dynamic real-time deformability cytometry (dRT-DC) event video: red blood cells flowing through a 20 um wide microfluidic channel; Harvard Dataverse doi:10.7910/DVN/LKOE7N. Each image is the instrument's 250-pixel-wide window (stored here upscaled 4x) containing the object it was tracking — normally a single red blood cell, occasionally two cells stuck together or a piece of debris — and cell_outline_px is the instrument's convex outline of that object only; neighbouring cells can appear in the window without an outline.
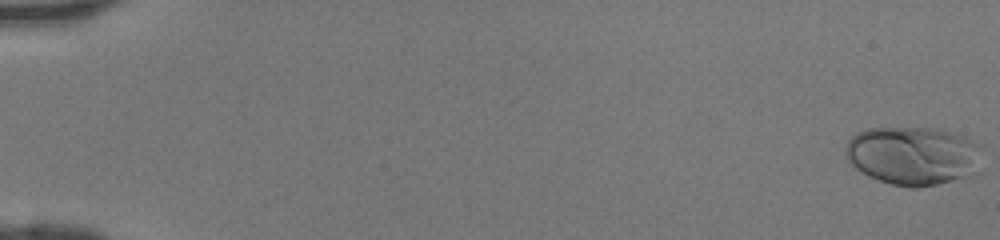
{"species": "human", "species_latin": "Homo sapiens", "temperature_condition": "room temperature", "stored_images_in_passage": 15, "camera_frame_rate_fps": 3000, "um_per_image_px": 0.085, "donor": {"sex": "female"}, "frame": {"image": 1, "passage_image": 1, "time_ms": 0.0, "image_size_px": [1000, 240], "cell_outline_px": [[984, 144], [980, 172], [976, 176], [920, 188], [908, 188], [892, 184], [868, 176], [856, 168], [844, 156], [844, 148], [848, 140], [856, 132], [868, 128], [936, 128], [964, 136]], "centroid_in_image_um": [77.71, 13.25], "position_along_channel_um": 7.3, "area_um2": 48.09}}
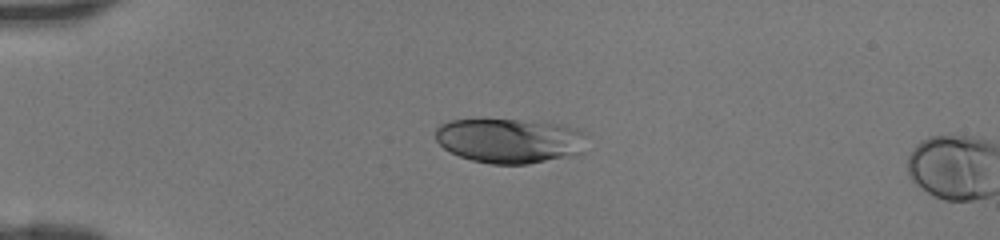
{"frame": {"image": 2, "passage_image": 13, "time_ms": 4.0, "image_size_px": [1000, 240], "cell_outline_px": [[588, 152], [580, 156], [528, 164], [492, 164], [472, 160], [460, 156], [444, 148], [436, 140], [436, 128], [440, 124], [448, 120], [520, 120], [568, 124], [580, 128], [588, 132]], "centroid_in_image_um": [43.53, 11.96], "position_along_channel_um": 41.5, "area_um2": 40.81}}